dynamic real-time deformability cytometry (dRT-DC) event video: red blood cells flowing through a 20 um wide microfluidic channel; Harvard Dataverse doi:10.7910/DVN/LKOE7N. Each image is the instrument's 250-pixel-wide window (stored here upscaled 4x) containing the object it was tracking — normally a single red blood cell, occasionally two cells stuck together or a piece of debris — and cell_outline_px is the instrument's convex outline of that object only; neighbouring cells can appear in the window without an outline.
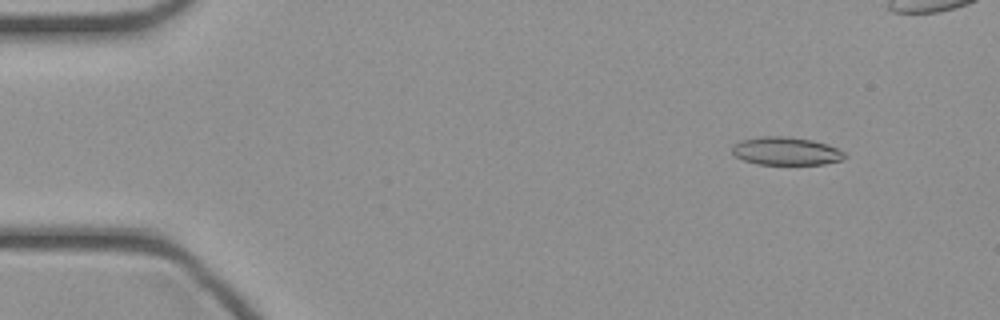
{"species": "common noctule bat (a hibernating species)", "species_latin": "Nyctalus noctula", "temperature_condition": "cold", "stored_images_in_passage": 46, "camera_frame_rate_fps": 3000, "um_per_image_px": 0.085, "animal": {"sex": "female", "body_mass_g": 21.9}, "frame": {"image": 1, "passage_image": 4, "time_ms": 1.0, "image_size_px": [1000, 320], "cell_outline_px": [[848, 156], [840, 160], [824, 164], [756, 164], [744, 160], [736, 156], [732, 152], [732, 144], [740, 140], [760, 136], [784, 136], [812, 140], [828, 144], [844, 152]], "centroid_in_image_um": [66.79, 12.83], "position_along_channel_um": 18.2, "area_um2": 18.44}}
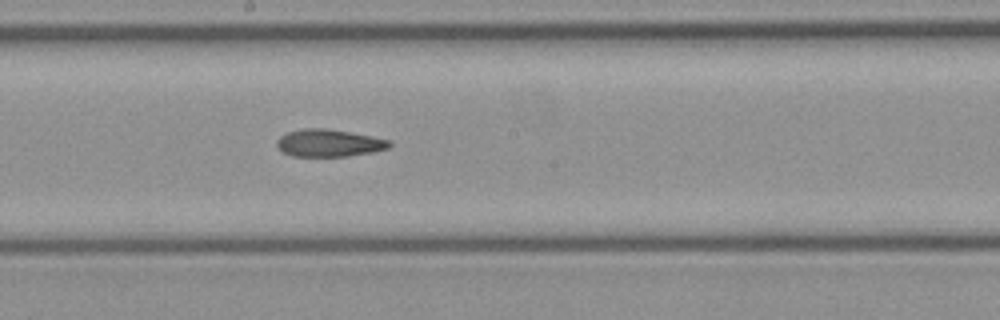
{"frame": {"image": 2, "passage_image": 24, "time_ms": 7.667, "image_size_px": [1000, 320], "cell_outline_px": [[392, 144], [388, 148], [372, 152], [348, 156], [292, 156], [284, 152], [276, 144], [276, 140], [280, 136], [288, 132], [304, 128], [328, 128], [372, 136], [392, 140]], "centroid_in_image_um": [27.99, 12.15], "position_along_channel_um": 220.2, "area_um2": 17.98}}
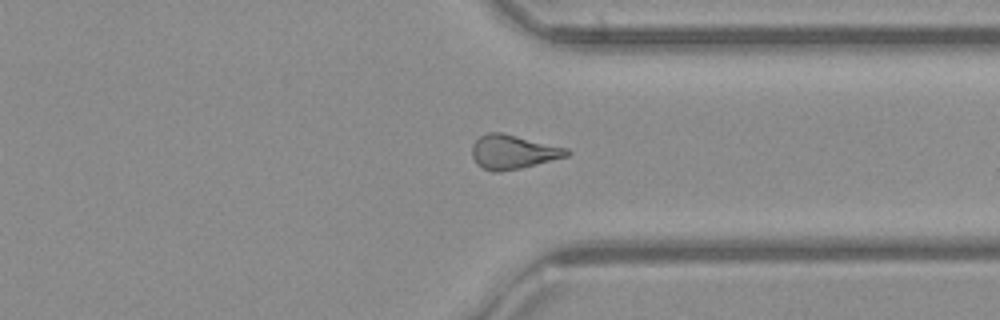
{"frame": {"image": 3, "passage_image": 34, "time_ms": 11.0, "image_size_px": [1000, 320], "cell_outline_px": [[572, 152], [568, 156], [520, 168], [500, 172], [492, 172], [476, 164], [472, 156], [472, 144], [480, 136], [488, 132], [504, 132], [568, 148]], "centroid_in_image_um": [43.61, 12.9], "position_along_channel_um": 367.8, "area_um2": 19.02}}